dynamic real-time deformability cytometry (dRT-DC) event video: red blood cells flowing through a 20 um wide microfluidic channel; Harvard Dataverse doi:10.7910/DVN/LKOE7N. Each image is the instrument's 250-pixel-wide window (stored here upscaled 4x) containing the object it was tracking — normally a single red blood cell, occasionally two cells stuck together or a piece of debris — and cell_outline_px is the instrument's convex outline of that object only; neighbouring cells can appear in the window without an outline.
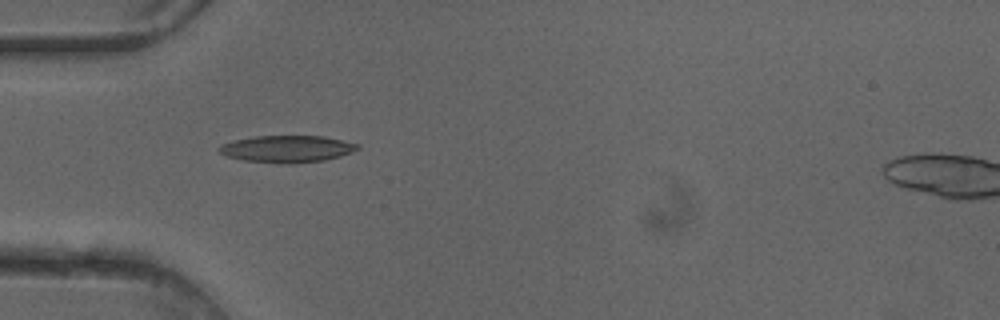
{"species": "common noctule bat (a hibernating species)", "species_latin": "Nyctalus noctula", "temperature_condition": "cold", "stored_images_in_passage": 44, "camera_frame_rate_fps": 3000, "um_per_image_px": 0.085, "animal": {"sex": "female"}, "frame": {"image": 1, "passage_image": 10, "time_ms": 3.0, "image_size_px": [1000, 320], "cell_outline_px": [[360, 148], [352, 152], [340, 156], [324, 160], [292, 164], [280, 164], [244, 160], [224, 156], [216, 148], [220, 144], [236, 140], [256, 136], [324, 136], [360, 144]], "centroid_in_image_um": [24.39, 12.66], "position_along_channel_um": 60.6, "area_um2": 21.91}}
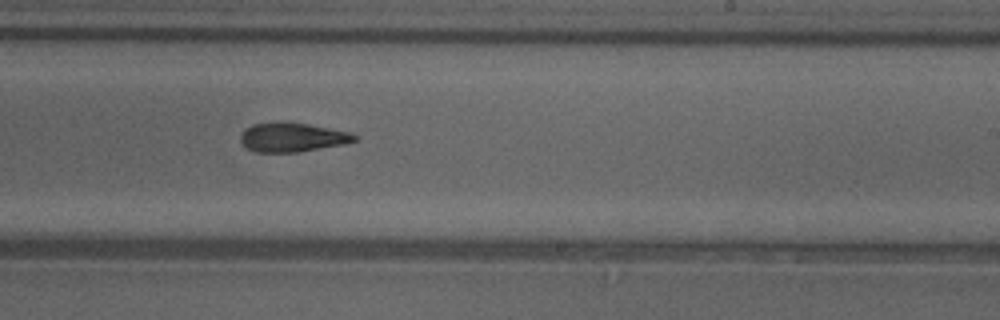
{"frame": {"image": 2, "passage_image": 25, "time_ms": 8.0, "image_size_px": [1000, 320], "cell_outline_px": [[356, 140], [344, 144], [300, 152], [256, 152], [248, 148], [240, 140], [240, 136], [244, 128], [252, 124], [280, 120], [284, 120], [308, 124], [352, 132], [356, 136]], "centroid_in_image_um": [24.83, 11.64], "position_along_channel_um": 264.2, "area_um2": 19.71}}
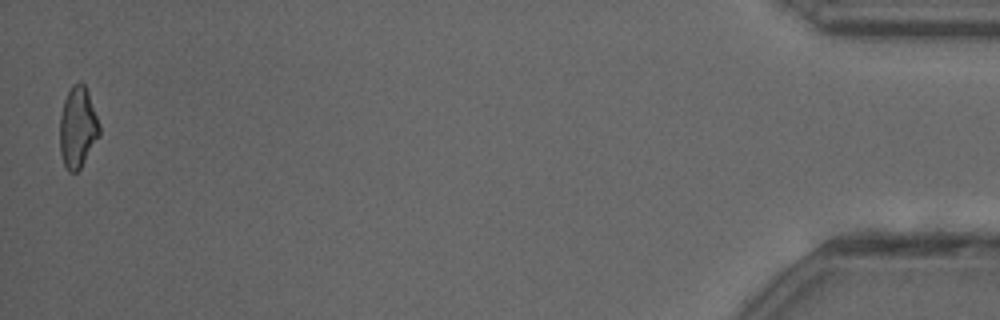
{"frame": {"image": 3, "passage_image": 44, "time_ms": 14.333, "image_size_px": [1000, 320], "cell_outline_px": [[100, 136], [80, 168], [76, 172], [68, 172], [64, 168], [60, 152], [60, 116], [64, 100], [72, 84], [84, 84], [88, 92], [100, 124]], "centroid_in_image_um": [6.6, 10.87], "position_along_channel_um": 428.6, "area_um2": 18.73}, "authors_computed_cell_mechanics": {"area_um2": 19.941, "velocity_mm_per_s": 4.1167, "shape_relaxation_time_tau1_ms": 11.0186, "shape_relaxation_time_tau2_ms": 3.9481, "deformation_change_tau1": 0.248, "deformation_change_tau2": 0.129}}